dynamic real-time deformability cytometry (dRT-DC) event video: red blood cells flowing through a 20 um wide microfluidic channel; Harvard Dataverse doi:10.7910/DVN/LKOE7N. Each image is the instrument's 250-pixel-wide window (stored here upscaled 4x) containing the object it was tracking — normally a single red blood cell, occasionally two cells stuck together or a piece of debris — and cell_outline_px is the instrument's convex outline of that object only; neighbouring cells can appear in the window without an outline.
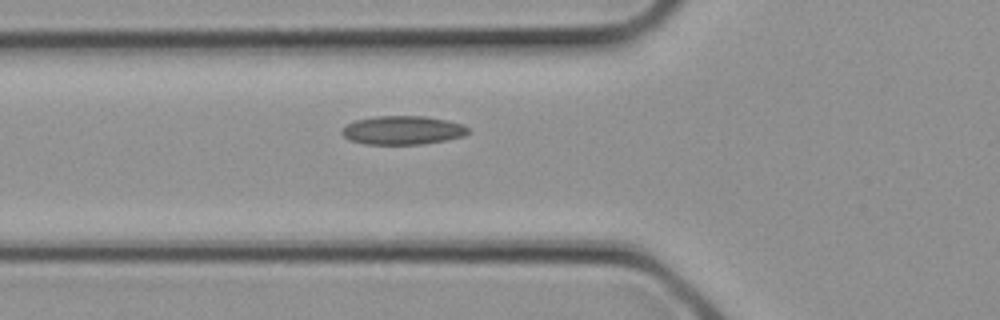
{"species": "common noctule bat (a hibernating species)", "species_latin": "Nyctalus noctula", "temperature_condition": "cold", "stored_images_in_passage": 3, "segment_of_instrument_passage": [1, 2], "camera_frame_rate_fps": 3000, "um_per_image_px": 0.085, "animal": {"sex": "female", "body_mass_g": 21.9}, "frame": {"image": 1, "passage_image": 2, "time_ms": 0.333, "image_size_px": [1000, 320], "cell_outline_px": [[472, 132], [464, 136], [448, 140], [420, 144], [364, 144], [348, 140], [340, 132], [340, 128], [356, 120], [372, 116], [424, 116], [448, 120], [464, 124]], "centroid_in_image_um": [34.24, 11.07], "position_along_channel_um": 91.6, "area_um2": 21.44}}